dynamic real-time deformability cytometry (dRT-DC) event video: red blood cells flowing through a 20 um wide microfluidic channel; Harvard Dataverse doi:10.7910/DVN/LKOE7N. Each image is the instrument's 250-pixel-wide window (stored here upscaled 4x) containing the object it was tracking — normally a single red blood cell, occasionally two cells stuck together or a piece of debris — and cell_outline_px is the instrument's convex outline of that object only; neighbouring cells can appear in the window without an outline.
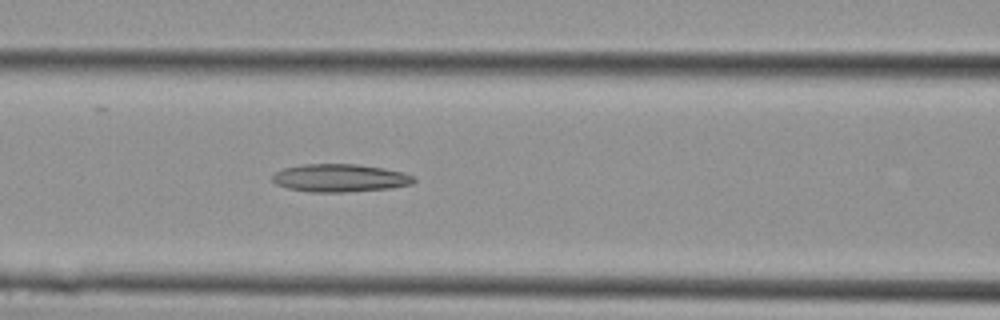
{"species": "Egyptian fruit bat (a non-hibernating species)", "species_latin": "Rousettus aegyptiacus", "temperature_condition": "cold", "stored_images_in_passage": 12, "camera_frame_rate_fps": 3000, "um_per_image_px": 0.085, "animal": {"sex": "female"}, "frame": {"image": 1, "passage_image": 12, "time_ms": 3.667, "image_size_px": [1000, 320], "cell_outline_px": [[416, 180], [412, 184], [392, 188], [344, 192], [308, 192], [288, 188], [276, 184], [272, 180], [272, 176], [276, 172], [284, 168], [300, 164], [356, 164], [384, 168], [400, 172], [412, 176]], "centroid_in_image_um": [28.87, 15.13], "position_along_channel_um": 137.7, "area_um2": 22.95}}